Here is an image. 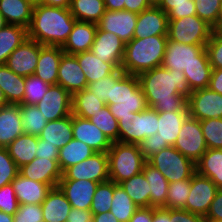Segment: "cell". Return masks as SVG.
Instances as JSON below:
<instances>
[{
	"label": "cell",
	"mask_w": 222,
	"mask_h": 222,
	"mask_svg": "<svg viewBox=\"0 0 222 222\" xmlns=\"http://www.w3.org/2000/svg\"><path fill=\"white\" fill-rule=\"evenodd\" d=\"M75 21L69 8L34 5L31 22L27 28L28 38L42 45L62 47Z\"/></svg>",
	"instance_id": "2"
},
{
	"label": "cell",
	"mask_w": 222,
	"mask_h": 222,
	"mask_svg": "<svg viewBox=\"0 0 222 222\" xmlns=\"http://www.w3.org/2000/svg\"><path fill=\"white\" fill-rule=\"evenodd\" d=\"M118 122L119 142L140 144L146 137L157 133L158 112L152 107H147L142 112H137L135 119Z\"/></svg>",
	"instance_id": "9"
},
{
	"label": "cell",
	"mask_w": 222,
	"mask_h": 222,
	"mask_svg": "<svg viewBox=\"0 0 222 222\" xmlns=\"http://www.w3.org/2000/svg\"><path fill=\"white\" fill-rule=\"evenodd\" d=\"M19 203L15 195L12 184L4 185L0 188V211L9 215H14Z\"/></svg>",
	"instance_id": "54"
},
{
	"label": "cell",
	"mask_w": 222,
	"mask_h": 222,
	"mask_svg": "<svg viewBox=\"0 0 222 222\" xmlns=\"http://www.w3.org/2000/svg\"><path fill=\"white\" fill-rule=\"evenodd\" d=\"M113 193L114 182L112 180L98 184L90 207L92 215L110 212Z\"/></svg>",
	"instance_id": "44"
},
{
	"label": "cell",
	"mask_w": 222,
	"mask_h": 222,
	"mask_svg": "<svg viewBox=\"0 0 222 222\" xmlns=\"http://www.w3.org/2000/svg\"><path fill=\"white\" fill-rule=\"evenodd\" d=\"M195 166L198 174L208 177L222 189V149H207Z\"/></svg>",
	"instance_id": "34"
},
{
	"label": "cell",
	"mask_w": 222,
	"mask_h": 222,
	"mask_svg": "<svg viewBox=\"0 0 222 222\" xmlns=\"http://www.w3.org/2000/svg\"><path fill=\"white\" fill-rule=\"evenodd\" d=\"M92 216L90 210L71 208L66 222H92Z\"/></svg>",
	"instance_id": "60"
},
{
	"label": "cell",
	"mask_w": 222,
	"mask_h": 222,
	"mask_svg": "<svg viewBox=\"0 0 222 222\" xmlns=\"http://www.w3.org/2000/svg\"><path fill=\"white\" fill-rule=\"evenodd\" d=\"M70 3L71 0H43L42 4L53 7L69 8Z\"/></svg>",
	"instance_id": "67"
},
{
	"label": "cell",
	"mask_w": 222,
	"mask_h": 222,
	"mask_svg": "<svg viewBox=\"0 0 222 222\" xmlns=\"http://www.w3.org/2000/svg\"><path fill=\"white\" fill-rule=\"evenodd\" d=\"M148 107L158 113L188 111L187 98L192 91L182 71L155 67L138 75Z\"/></svg>",
	"instance_id": "1"
},
{
	"label": "cell",
	"mask_w": 222,
	"mask_h": 222,
	"mask_svg": "<svg viewBox=\"0 0 222 222\" xmlns=\"http://www.w3.org/2000/svg\"><path fill=\"white\" fill-rule=\"evenodd\" d=\"M74 56L77 58L88 84L98 81L114 73L118 69L113 63L100 60L91 50L77 53Z\"/></svg>",
	"instance_id": "30"
},
{
	"label": "cell",
	"mask_w": 222,
	"mask_h": 222,
	"mask_svg": "<svg viewBox=\"0 0 222 222\" xmlns=\"http://www.w3.org/2000/svg\"><path fill=\"white\" fill-rule=\"evenodd\" d=\"M28 38L27 28L7 24L0 30V65L6 64L9 55Z\"/></svg>",
	"instance_id": "36"
},
{
	"label": "cell",
	"mask_w": 222,
	"mask_h": 222,
	"mask_svg": "<svg viewBox=\"0 0 222 222\" xmlns=\"http://www.w3.org/2000/svg\"><path fill=\"white\" fill-rule=\"evenodd\" d=\"M152 222H169V209L152 207Z\"/></svg>",
	"instance_id": "64"
},
{
	"label": "cell",
	"mask_w": 222,
	"mask_h": 222,
	"mask_svg": "<svg viewBox=\"0 0 222 222\" xmlns=\"http://www.w3.org/2000/svg\"><path fill=\"white\" fill-rule=\"evenodd\" d=\"M34 5L28 0H0V12L8 24L28 28Z\"/></svg>",
	"instance_id": "31"
},
{
	"label": "cell",
	"mask_w": 222,
	"mask_h": 222,
	"mask_svg": "<svg viewBox=\"0 0 222 222\" xmlns=\"http://www.w3.org/2000/svg\"><path fill=\"white\" fill-rule=\"evenodd\" d=\"M205 46L168 40L161 66L169 70L183 72L192 65L210 64Z\"/></svg>",
	"instance_id": "8"
},
{
	"label": "cell",
	"mask_w": 222,
	"mask_h": 222,
	"mask_svg": "<svg viewBox=\"0 0 222 222\" xmlns=\"http://www.w3.org/2000/svg\"><path fill=\"white\" fill-rule=\"evenodd\" d=\"M24 134L20 104H8L0 109V147L12 143Z\"/></svg>",
	"instance_id": "25"
},
{
	"label": "cell",
	"mask_w": 222,
	"mask_h": 222,
	"mask_svg": "<svg viewBox=\"0 0 222 222\" xmlns=\"http://www.w3.org/2000/svg\"><path fill=\"white\" fill-rule=\"evenodd\" d=\"M88 120L100 129L112 143L119 141V122L112 115L108 105H105L101 111Z\"/></svg>",
	"instance_id": "42"
},
{
	"label": "cell",
	"mask_w": 222,
	"mask_h": 222,
	"mask_svg": "<svg viewBox=\"0 0 222 222\" xmlns=\"http://www.w3.org/2000/svg\"><path fill=\"white\" fill-rule=\"evenodd\" d=\"M137 16L138 14L126 10H105L97 25L101 30L112 32L127 43L133 39Z\"/></svg>",
	"instance_id": "17"
},
{
	"label": "cell",
	"mask_w": 222,
	"mask_h": 222,
	"mask_svg": "<svg viewBox=\"0 0 222 222\" xmlns=\"http://www.w3.org/2000/svg\"><path fill=\"white\" fill-rule=\"evenodd\" d=\"M58 154L59 149L57 147L44 143V140L38 137L36 157L48 160H58Z\"/></svg>",
	"instance_id": "59"
},
{
	"label": "cell",
	"mask_w": 222,
	"mask_h": 222,
	"mask_svg": "<svg viewBox=\"0 0 222 222\" xmlns=\"http://www.w3.org/2000/svg\"><path fill=\"white\" fill-rule=\"evenodd\" d=\"M119 185L139 208L150 207V188L143 172L122 181Z\"/></svg>",
	"instance_id": "40"
},
{
	"label": "cell",
	"mask_w": 222,
	"mask_h": 222,
	"mask_svg": "<svg viewBox=\"0 0 222 222\" xmlns=\"http://www.w3.org/2000/svg\"><path fill=\"white\" fill-rule=\"evenodd\" d=\"M138 208L124 189L114 182V193L110 212L119 222H129Z\"/></svg>",
	"instance_id": "41"
},
{
	"label": "cell",
	"mask_w": 222,
	"mask_h": 222,
	"mask_svg": "<svg viewBox=\"0 0 222 222\" xmlns=\"http://www.w3.org/2000/svg\"><path fill=\"white\" fill-rule=\"evenodd\" d=\"M142 172L149 183L150 207L160 208L166 206L169 182L159 170L148 164H144Z\"/></svg>",
	"instance_id": "32"
},
{
	"label": "cell",
	"mask_w": 222,
	"mask_h": 222,
	"mask_svg": "<svg viewBox=\"0 0 222 222\" xmlns=\"http://www.w3.org/2000/svg\"><path fill=\"white\" fill-rule=\"evenodd\" d=\"M98 25L92 22L75 21L67 41L62 46L65 54L75 55L90 51Z\"/></svg>",
	"instance_id": "23"
},
{
	"label": "cell",
	"mask_w": 222,
	"mask_h": 222,
	"mask_svg": "<svg viewBox=\"0 0 222 222\" xmlns=\"http://www.w3.org/2000/svg\"><path fill=\"white\" fill-rule=\"evenodd\" d=\"M168 16L158 6H151L137 16L133 38L167 35Z\"/></svg>",
	"instance_id": "20"
},
{
	"label": "cell",
	"mask_w": 222,
	"mask_h": 222,
	"mask_svg": "<svg viewBox=\"0 0 222 222\" xmlns=\"http://www.w3.org/2000/svg\"><path fill=\"white\" fill-rule=\"evenodd\" d=\"M189 116L202 121L222 118V95L203 88L193 91L187 98Z\"/></svg>",
	"instance_id": "13"
},
{
	"label": "cell",
	"mask_w": 222,
	"mask_h": 222,
	"mask_svg": "<svg viewBox=\"0 0 222 222\" xmlns=\"http://www.w3.org/2000/svg\"><path fill=\"white\" fill-rule=\"evenodd\" d=\"M38 136L22 134L7 146L10 157L18 168L29 164L36 158Z\"/></svg>",
	"instance_id": "33"
},
{
	"label": "cell",
	"mask_w": 222,
	"mask_h": 222,
	"mask_svg": "<svg viewBox=\"0 0 222 222\" xmlns=\"http://www.w3.org/2000/svg\"><path fill=\"white\" fill-rule=\"evenodd\" d=\"M125 0H104L105 9L110 11L124 10Z\"/></svg>",
	"instance_id": "66"
},
{
	"label": "cell",
	"mask_w": 222,
	"mask_h": 222,
	"mask_svg": "<svg viewBox=\"0 0 222 222\" xmlns=\"http://www.w3.org/2000/svg\"><path fill=\"white\" fill-rule=\"evenodd\" d=\"M20 111L23 122V132L25 134L39 136L48 122L45 116L35 105H20Z\"/></svg>",
	"instance_id": "43"
},
{
	"label": "cell",
	"mask_w": 222,
	"mask_h": 222,
	"mask_svg": "<svg viewBox=\"0 0 222 222\" xmlns=\"http://www.w3.org/2000/svg\"><path fill=\"white\" fill-rule=\"evenodd\" d=\"M63 54L61 46L43 45L34 75L49 85H57L58 69Z\"/></svg>",
	"instance_id": "24"
},
{
	"label": "cell",
	"mask_w": 222,
	"mask_h": 222,
	"mask_svg": "<svg viewBox=\"0 0 222 222\" xmlns=\"http://www.w3.org/2000/svg\"><path fill=\"white\" fill-rule=\"evenodd\" d=\"M117 69L114 73L101 78L98 81L88 84L87 89L91 91L98 99L102 100L106 105L111 104L112 78L120 71Z\"/></svg>",
	"instance_id": "52"
},
{
	"label": "cell",
	"mask_w": 222,
	"mask_h": 222,
	"mask_svg": "<svg viewBox=\"0 0 222 222\" xmlns=\"http://www.w3.org/2000/svg\"><path fill=\"white\" fill-rule=\"evenodd\" d=\"M60 180H89L97 183L109 180L107 153L96 152L84 161L67 168Z\"/></svg>",
	"instance_id": "11"
},
{
	"label": "cell",
	"mask_w": 222,
	"mask_h": 222,
	"mask_svg": "<svg viewBox=\"0 0 222 222\" xmlns=\"http://www.w3.org/2000/svg\"><path fill=\"white\" fill-rule=\"evenodd\" d=\"M105 105L87 88L72 95V115L84 119H90L95 113L101 111Z\"/></svg>",
	"instance_id": "38"
},
{
	"label": "cell",
	"mask_w": 222,
	"mask_h": 222,
	"mask_svg": "<svg viewBox=\"0 0 222 222\" xmlns=\"http://www.w3.org/2000/svg\"><path fill=\"white\" fill-rule=\"evenodd\" d=\"M197 16L214 27L219 22L221 0H194Z\"/></svg>",
	"instance_id": "50"
},
{
	"label": "cell",
	"mask_w": 222,
	"mask_h": 222,
	"mask_svg": "<svg viewBox=\"0 0 222 222\" xmlns=\"http://www.w3.org/2000/svg\"><path fill=\"white\" fill-rule=\"evenodd\" d=\"M129 222H152V207L138 208Z\"/></svg>",
	"instance_id": "63"
},
{
	"label": "cell",
	"mask_w": 222,
	"mask_h": 222,
	"mask_svg": "<svg viewBox=\"0 0 222 222\" xmlns=\"http://www.w3.org/2000/svg\"><path fill=\"white\" fill-rule=\"evenodd\" d=\"M112 115L119 120H131L148 107L138 76L125 73L122 69L112 78Z\"/></svg>",
	"instance_id": "3"
},
{
	"label": "cell",
	"mask_w": 222,
	"mask_h": 222,
	"mask_svg": "<svg viewBox=\"0 0 222 222\" xmlns=\"http://www.w3.org/2000/svg\"><path fill=\"white\" fill-rule=\"evenodd\" d=\"M92 222H119V220L111 212H106L93 215Z\"/></svg>",
	"instance_id": "65"
},
{
	"label": "cell",
	"mask_w": 222,
	"mask_h": 222,
	"mask_svg": "<svg viewBox=\"0 0 222 222\" xmlns=\"http://www.w3.org/2000/svg\"><path fill=\"white\" fill-rule=\"evenodd\" d=\"M151 6H158L161 0H147Z\"/></svg>",
	"instance_id": "72"
},
{
	"label": "cell",
	"mask_w": 222,
	"mask_h": 222,
	"mask_svg": "<svg viewBox=\"0 0 222 222\" xmlns=\"http://www.w3.org/2000/svg\"><path fill=\"white\" fill-rule=\"evenodd\" d=\"M0 89L9 104H20L25 93V77L17 75L5 64L0 65Z\"/></svg>",
	"instance_id": "35"
},
{
	"label": "cell",
	"mask_w": 222,
	"mask_h": 222,
	"mask_svg": "<svg viewBox=\"0 0 222 222\" xmlns=\"http://www.w3.org/2000/svg\"><path fill=\"white\" fill-rule=\"evenodd\" d=\"M9 103L4 95V92L0 89V109L7 106Z\"/></svg>",
	"instance_id": "70"
},
{
	"label": "cell",
	"mask_w": 222,
	"mask_h": 222,
	"mask_svg": "<svg viewBox=\"0 0 222 222\" xmlns=\"http://www.w3.org/2000/svg\"><path fill=\"white\" fill-rule=\"evenodd\" d=\"M30 3H32L33 5H37V4H42L43 0H28Z\"/></svg>",
	"instance_id": "73"
},
{
	"label": "cell",
	"mask_w": 222,
	"mask_h": 222,
	"mask_svg": "<svg viewBox=\"0 0 222 222\" xmlns=\"http://www.w3.org/2000/svg\"><path fill=\"white\" fill-rule=\"evenodd\" d=\"M213 33L220 39H222V20L213 27Z\"/></svg>",
	"instance_id": "68"
},
{
	"label": "cell",
	"mask_w": 222,
	"mask_h": 222,
	"mask_svg": "<svg viewBox=\"0 0 222 222\" xmlns=\"http://www.w3.org/2000/svg\"><path fill=\"white\" fill-rule=\"evenodd\" d=\"M19 173L30 180L50 185L52 188L58 186L62 178L58 160H48L36 157L32 162L19 168Z\"/></svg>",
	"instance_id": "21"
},
{
	"label": "cell",
	"mask_w": 222,
	"mask_h": 222,
	"mask_svg": "<svg viewBox=\"0 0 222 222\" xmlns=\"http://www.w3.org/2000/svg\"><path fill=\"white\" fill-rule=\"evenodd\" d=\"M42 46L37 41L27 38L9 55L5 65L17 75H34Z\"/></svg>",
	"instance_id": "16"
},
{
	"label": "cell",
	"mask_w": 222,
	"mask_h": 222,
	"mask_svg": "<svg viewBox=\"0 0 222 222\" xmlns=\"http://www.w3.org/2000/svg\"><path fill=\"white\" fill-rule=\"evenodd\" d=\"M57 84L71 95L87 88L86 76L74 55L65 53L62 55L58 69Z\"/></svg>",
	"instance_id": "19"
},
{
	"label": "cell",
	"mask_w": 222,
	"mask_h": 222,
	"mask_svg": "<svg viewBox=\"0 0 222 222\" xmlns=\"http://www.w3.org/2000/svg\"><path fill=\"white\" fill-rule=\"evenodd\" d=\"M8 23L6 22L3 14L0 12V30L3 29Z\"/></svg>",
	"instance_id": "71"
},
{
	"label": "cell",
	"mask_w": 222,
	"mask_h": 222,
	"mask_svg": "<svg viewBox=\"0 0 222 222\" xmlns=\"http://www.w3.org/2000/svg\"><path fill=\"white\" fill-rule=\"evenodd\" d=\"M35 106L47 121H54L72 114V95L58 84L51 85Z\"/></svg>",
	"instance_id": "14"
},
{
	"label": "cell",
	"mask_w": 222,
	"mask_h": 222,
	"mask_svg": "<svg viewBox=\"0 0 222 222\" xmlns=\"http://www.w3.org/2000/svg\"><path fill=\"white\" fill-rule=\"evenodd\" d=\"M208 149H222V118L200 121Z\"/></svg>",
	"instance_id": "49"
},
{
	"label": "cell",
	"mask_w": 222,
	"mask_h": 222,
	"mask_svg": "<svg viewBox=\"0 0 222 222\" xmlns=\"http://www.w3.org/2000/svg\"><path fill=\"white\" fill-rule=\"evenodd\" d=\"M0 222H14L13 215L0 211Z\"/></svg>",
	"instance_id": "69"
},
{
	"label": "cell",
	"mask_w": 222,
	"mask_h": 222,
	"mask_svg": "<svg viewBox=\"0 0 222 222\" xmlns=\"http://www.w3.org/2000/svg\"><path fill=\"white\" fill-rule=\"evenodd\" d=\"M158 7L167 14L168 19L197 15L194 0H161Z\"/></svg>",
	"instance_id": "48"
},
{
	"label": "cell",
	"mask_w": 222,
	"mask_h": 222,
	"mask_svg": "<svg viewBox=\"0 0 222 222\" xmlns=\"http://www.w3.org/2000/svg\"><path fill=\"white\" fill-rule=\"evenodd\" d=\"M213 27L197 15L168 19V40L190 45H206Z\"/></svg>",
	"instance_id": "7"
},
{
	"label": "cell",
	"mask_w": 222,
	"mask_h": 222,
	"mask_svg": "<svg viewBox=\"0 0 222 222\" xmlns=\"http://www.w3.org/2000/svg\"><path fill=\"white\" fill-rule=\"evenodd\" d=\"M19 204H42L52 187L30 180L20 173L11 182Z\"/></svg>",
	"instance_id": "26"
},
{
	"label": "cell",
	"mask_w": 222,
	"mask_h": 222,
	"mask_svg": "<svg viewBox=\"0 0 222 222\" xmlns=\"http://www.w3.org/2000/svg\"><path fill=\"white\" fill-rule=\"evenodd\" d=\"M73 138L88 145L95 152L107 153L112 142L88 119L72 115Z\"/></svg>",
	"instance_id": "18"
},
{
	"label": "cell",
	"mask_w": 222,
	"mask_h": 222,
	"mask_svg": "<svg viewBox=\"0 0 222 222\" xmlns=\"http://www.w3.org/2000/svg\"><path fill=\"white\" fill-rule=\"evenodd\" d=\"M167 41V35L133 38L125 43L121 69L127 74L138 76L142 72L161 66Z\"/></svg>",
	"instance_id": "4"
},
{
	"label": "cell",
	"mask_w": 222,
	"mask_h": 222,
	"mask_svg": "<svg viewBox=\"0 0 222 222\" xmlns=\"http://www.w3.org/2000/svg\"><path fill=\"white\" fill-rule=\"evenodd\" d=\"M212 91L222 95V69H213L209 87Z\"/></svg>",
	"instance_id": "62"
},
{
	"label": "cell",
	"mask_w": 222,
	"mask_h": 222,
	"mask_svg": "<svg viewBox=\"0 0 222 222\" xmlns=\"http://www.w3.org/2000/svg\"><path fill=\"white\" fill-rule=\"evenodd\" d=\"M219 20H222V0H221V4H220Z\"/></svg>",
	"instance_id": "74"
},
{
	"label": "cell",
	"mask_w": 222,
	"mask_h": 222,
	"mask_svg": "<svg viewBox=\"0 0 222 222\" xmlns=\"http://www.w3.org/2000/svg\"><path fill=\"white\" fill-rule=\"evenodd\" d=\"M95 153L88 145L73 138L66 146L59 149L58 164L60 170L63 173L67 168L84 161Z\"/></svg>",
	"instance_id": "37"
},
{
	"label": "cell",
	"mask_w": 222,
	"mask_h": 222,
	"mask_svg": "<svg viewBox=\"0 0 222 222\" xmlns=\"http://www.w3.org/2000/svg\"><path fill=\"white\" fill-rule=\"evenodd\" d=\"M218 190L211 179L195 172L191 177V187L183 209L205 217Z\"/></svg>",
	"instance_id": "12"
},
{
	"label": "cell",
	"mask_w": 222,
	"mask_h": 222,
	"mask_svg": "<svg viewBox=\"0 0 222 222\" xmlns=\"http://www.w3.org/2000/svg\"><path fill=\"white\" fill-rule=\"evenodd\" d=\"M147 163L159 170L169 183L190 179L196 172L195 163L173 146L151 156Z\"/></svg>",
	"instance_id": "6"
},
{
	"label": "cell",
	"mask_w": 222,
	"mask_h": 222,
	"mask_svg": "<svg viewBox=\"0 0 222 222\" xmlns=\"http://www.w3.org/2000/svg\"><path fill=\"white\" fill-rule=\"evenodd\" d=\"M209 63L213 69H222V39L212 33L205 46Z\"/></svg>",
	"instance_id": "55"
},
{
	"label": "cell",
	"mask_w": 222,
	"mask_h": 222,
	"mask_svg": "<svg viewBox=\"0 0 222 222\" xmlns=\"http://www.w3.org/2000/svg\"><path fill=\"white\" fill-rule=\"evenodd\" d=\"M50 86L35 75L25 77V93L20 105H36L45 96Z\"/></svg>",
	"instance_id": "47"
},
{
	"label": "cell",
	"mask_w": 222,
	"mask_h": 222,
	"mask_svg": "<svg viewBox=\"0 0 222 222\" xmlns=\"http://www.w3.org/2000/svg\"><path fill=\"white\" fill-rule=\"evenodd\" d=\"M41 207L43 220L46 222H66L72 208L59 186L49 191Z\"/></svg>",
	"instance_id": "27"
},
{
	"label": "cell",
	"mask_w": 222,
	"mask_h": 222,
	"mask_svg": "<svg viewBox=\"0 0 222 222\" xmlns=\"http://www.w3.org/2000/svg\"><path fill=\"white\" fill-rule=\"evenodd\" d=\"M69 10L76 20L97 24L106 9L104 0H71Z\"/></svg>",
	"instance_id": "39"
},
{
	"label": "cell",
	"mask_w": 222,
	"mask_h": 222,
	"mask_svg": "<svg viewBox=\"0 0 222 222\" xmlns=\"http://www.w3.org/2000/svg\"><path fill=\"white\" fill-rule=\"evenodd\" d=\"M19 173L15 161L10 157L8 149L0 147V188L10 184Z\"/></svg>",
	"instance_id": "51"
},
{
	"label": "cell",
	"mask_w": 222,
	"mask_h": 222,
	"mask_svg": "<svg viewBox=\"0 0 222 222\" xmlns=\"http://www.w3.org/2000/svg\"><path fill=\"white\" fill-rule=\"evenodd\" d=\"M205 218L208 222H222V189L216 193Z\"/></svg>",
	"instance_id": "58"
},
{
	"label": "cell",
	"mask_w": 222,
	"mask_h": 222,
	"mask_svg": "<svg viewBox=\"0 0 222 222\" xmlns=\"http://www.w3.org/2000/svg\"><path fill=\"white\" fill-rule=\"evenodd\" d=\"M169 145L166 142H162L157 133L152 136L146 137L140 144L139 148L142 154L144 155L146 161L153 155L157 154L159 151L168 147Z\"/></svg>",
	"instance_id": "56"
},
{
	"label": "cell",
	"mask_w": 222,
	"mask_h": 222,
	"mask_svg": "<svg viewBox=\"0 0 222 222\" xmlns=\"http://www.w3.org/2000/svg\"><path fill=\"white\" fill-rule=\"evenodd\" d=\"M91 51L100 60L113 63L118 69H121L125 53V42L116 34L103 31L97 27Z\"/></svg>",
	"instance_id": "15"
},
{
	"label": "cell",
	"mask_w": 222,
	"mask_h": 222,
	"mask_svg": "<svg viewBox=\"0 0 222 222\" xmlns=\"http://www.w3.org/2000/svg\"><path fill=\"white\" fill-rule=\"evenodd\" d=\"M13 219L14 222H40L43 220L41 204H19Z\"/></svg>",
	"instance_id": "53"
},
{
	"label": "cell",
	"mask_w": 222,
	"mask_h": 222,
	"mask_svg": "<svg viewBox=\"0 0 222 222\" xmlns=\"http://www.w3.org/2000/svg\"><path fill=\"white\" fill-rule=\"evenodd\" d=\"M109 180L116 184L142 172L147 162L139 144L113 142L107 151Z\"/></svg>",
	"instance_id": "5"
},
{
	"label": "cell",
	"mask_w": 222,
	"mask_h": 222,
	"mask_svg": "<svg viewBox=\"0 0 222 222\" xmlns=\"http://www.w3.org/2000/svg\"><path fill=\"white\" fill-rule=\"evenodd\" d=\"M169 222H208L204 216L184 209H169Z\"/></svg>",
	"instance_id": "57"
},
{
	"label": "cell",
	"mask_w": 222,
	"mask_h": 222,
	"mask_svg": "<svg viewBox=\"0 0 222 222\" xmlns=\"http://www.w3.org/2000/svg\"><path fill=\"white\" fill-rule=\"evenodd\" d=\"M98 184L89 180H60L58 186L72 208L90 210Z\"/></svg>",
	"instance_id": "22"
},
{
	"label": "cell",
	"mask_w": 222,
	"mask_h": 222,
	"mask_svg": "<svg viewBox=\"0 0 222 222\" xmlns=\"http://www.w3.org/2000/svg\"><path fill=\"white\" fill-rule=\"evenodd\" d=\"M151 5L147 0H125L124 10L130 11L136 14L141 13L145 9H148Z\"/></svg>",
	"instance_id": "61"
},
{
	"label": "cell",
	"mask_w": 222,
	"mask_h": 222,
	"mask_svg": "<svg viewBox=\"0 0 222 222\" xmlns=\"http://www.w3.org/2000/svg\"><path fill=\"white\" fill-rule=\"evenodd\" d=\"M173 147L196 163L208 149L200 121L188 116Z\"/></svg>",
	"instance_id": "10"
},
{
	"label": "cell",
	"mask_w": 222,
	"mask_h": 222,
	"mask_svg": "<svg viewBox=\"0 0 222 222\" xmlns=\"http://www.w3.org/2000/svg\"><path fill=\"white\" fill-rule=\"evenodd\" d=\"M188 111L161 112L158 113L157 137L169 146H174Z\"/></svg>",
	"instance_id": "29"
},
{
	"label": "cell",
	"mask_w": 222,
	"mask_h": 222,
	"mask_svg": "<svg viewBox=\"0 0 222 222\" xmlns=\"http://www.w3.org/2000/svg\"><path fill=\"white\" fill-rule=\"evenodd\" d=\"M212 70L210 64H200L183 71L192 92L209 87Z\"/></svg>",
	"instance_id": "46"
},
{
	"label": "cell",
	"mask_w": 222,
	"mask_h": 222,
	"mask_svg": "<svg viewBox=\"0 0 222 222\" xmlns=\"http://www.w3.org/2000/svg\"><path fill=\"white\" fill-rule=\"evenodd\" d=\"M191 178L178 182L169 183L166 209H183L189 195Z\"/></svg>",
	"instance_id": "45"
},
{
	"label": "cell",
	"mask_w": 222,
	"mask_h": 222,
	"mask_svg": "<svg viewBox=\"0 0 222 222\" xmlns=\"http://www.w3.org/2000/svg\"><path fill=\"white\" fill-rule=\"evenodd\" d=\"M44 143L58 149L66 146L73 139L72 114L54 121H48L46 127L38 136Z\"/></svg>",
	"instance_id": "28"
}]
</instances>
